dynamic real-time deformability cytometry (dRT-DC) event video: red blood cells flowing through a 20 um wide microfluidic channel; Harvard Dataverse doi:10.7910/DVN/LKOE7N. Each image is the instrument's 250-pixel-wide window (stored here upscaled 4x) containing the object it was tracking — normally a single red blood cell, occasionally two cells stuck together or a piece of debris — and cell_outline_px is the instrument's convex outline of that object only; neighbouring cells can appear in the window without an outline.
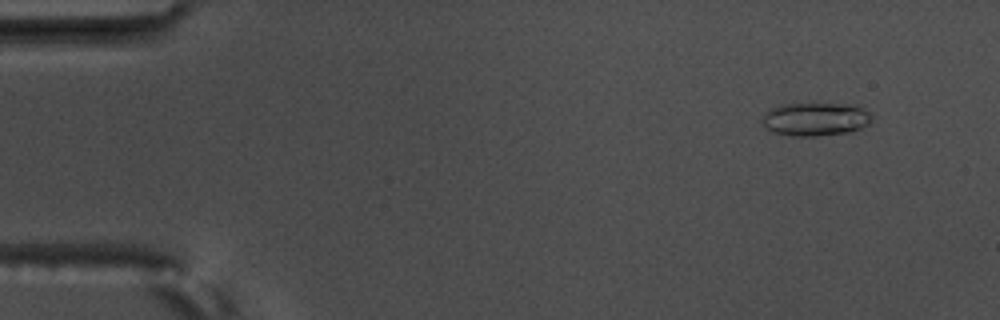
{"species": "common noctule bat (a hibernating species)", "species_latin": "Nyctalus noctula", "temperature_condition": "warm", "stored_images_in_passage": 5, "camera_frame_rate_fps": 3000, "um_per_image_px": 0.085, "animal": {"sex": "male", "body_mass_g": 17.5, "forearm_length_mm": 52.3}, "frame": {"image": 1, "passage_image": 2, "time_ms": 0.333, "image_size_px": [1000, 320], "cell_outline_px": [[872, 120], [868, 124], [852, 132], [816, 136], [792, 136], [772, 132], [764, 124], [764, 112], [780, 104], [856, 104], [868, 112], [872, 116]], "centroid_in_image_um": [69.34, 10.13], "position_along_channel_um": 15.7, "area_um2": 21.27}}